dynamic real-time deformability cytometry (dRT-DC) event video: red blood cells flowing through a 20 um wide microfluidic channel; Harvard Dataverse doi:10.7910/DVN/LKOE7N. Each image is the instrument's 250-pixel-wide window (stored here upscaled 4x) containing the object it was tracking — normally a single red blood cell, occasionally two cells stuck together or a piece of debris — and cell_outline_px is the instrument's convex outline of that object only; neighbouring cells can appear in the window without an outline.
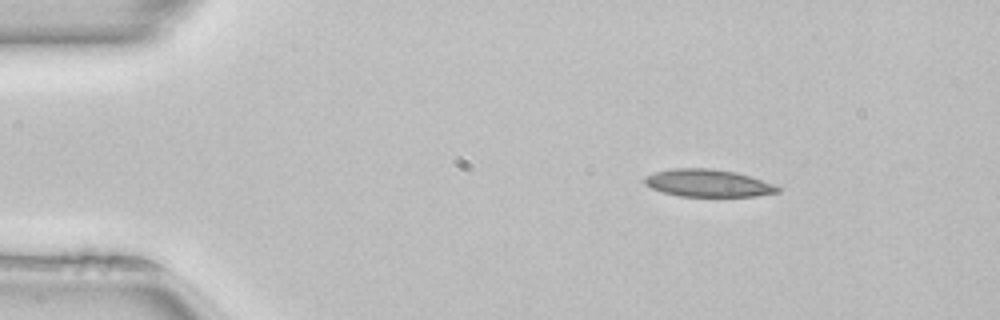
{"species": "common noctule bat (a hibernating species)", "species_latin": "Nyctalus noctula", "temperature_condition": "room temperature", "stored_images_in_passage": 44, "camera_frame_rate_fps": 3000, "um_per_image_px": 0.085, "animal": {"sex": "female", "body_mass_g": 22.7, "forearm_length_mm": 54.2}, "frame": {"image": 1, "passage_image": 1, "time_ms": 0.0, "image_size_px": [1000, 320], "cell_outline_px": [[780, 192], [756, 196], [680, 196], [664, 192], [652, 188], [644, 184], [644, 176], [656, 172], [672, 168], [708, 168], [736, 172], [772, 184], [780, 188]], "centroid_in_image_um": [60.15, 15.56], "position_along_channel_um": 24.9, "area_um2": 21.04}}
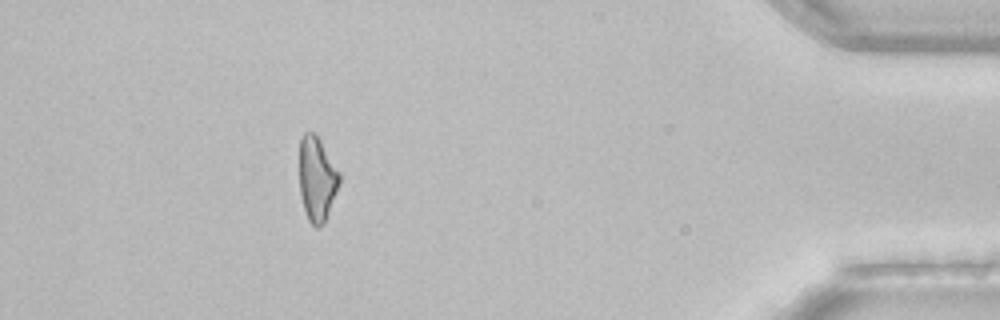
{"frame": {"image": 2, "passage_image": 39, "time_ms": 12.667, "image_size_px": [1000, 320], "cell_outline_px": [[340, 184], [324, 224], [316, 228], [308, 220], [300, 196], [300, 136], [304, 132], [312, 132], [320, 140], [340, 172]], "centroid_in_image_um": [26.95, 15.22], "position_along_channel_um": 408.3, "area_um2": 19.71}, "authors_computed_cell_mechanics": {"area_um2": 20.8658, "velocity_mm_per_s": 4.0348, "shape_relaxation_time_tau1_ms": null, "shape_relaxation_time_tau2_ms": 10.0646, "deformation_change_tau1": null, "deformation_change_tau2": 0.283}}